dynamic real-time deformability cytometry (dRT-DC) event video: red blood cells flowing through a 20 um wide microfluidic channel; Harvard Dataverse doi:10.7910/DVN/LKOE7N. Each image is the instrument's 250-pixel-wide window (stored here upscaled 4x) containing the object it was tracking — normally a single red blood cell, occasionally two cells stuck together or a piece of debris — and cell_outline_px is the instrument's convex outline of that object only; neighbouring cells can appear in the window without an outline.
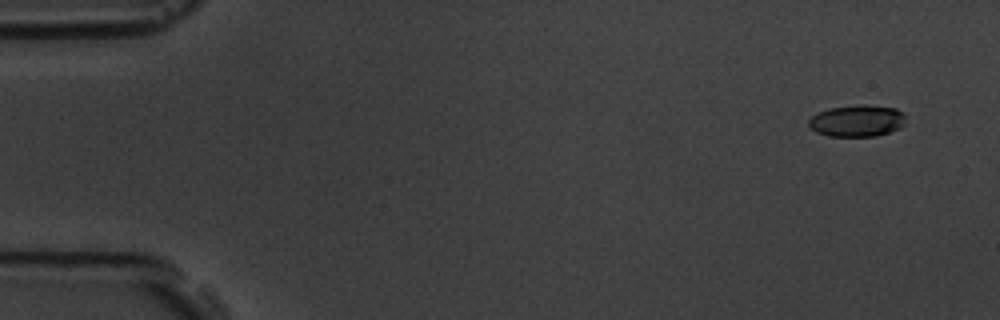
{"species": "common noctule bat (a hibernating species)", "species_latin": "Nyctalus noctula", "temperature_condition": "room temperature", "stored_images_in_passage": 5, "camera_frame_rate_fps": 3000, "um_per_image_px": 0.085, "animal": {"sex": "male", "body_mass_g": 19.5, "forearm_length_mm": 54.6}, "frame": {"image": 1, "passage_image": 1, "time_ms": 0.0, "image_size_px": [1000, 320], "cell_outline_px": [[904, 124], [900, 128], [876, 136], [828, 136], [816, 132], [808, 128], [808, 120], [816, 112], [828, 108], [864, 104], [896, 108], [904, 112]], "centroid_in_image_um": [72.81, 10.26], "position_along_channel_um": 12.2, "area_um2": 18.15}}
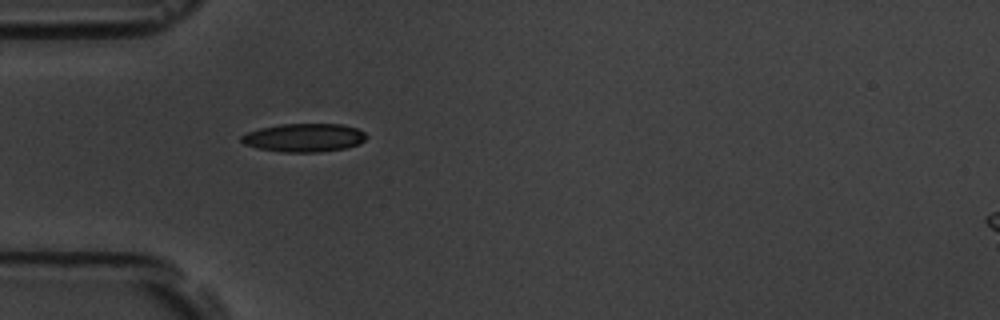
{"frame": {"image": 2, "passage_image": 5, "time_ms": 4.667, "image_size_px": [1000, 320], "cell_outline_px": [[368, 136], [360, 144], [344, 148], [316, 152], [280, 152], [256, 148], [244, 144], [240, 140], [240, 136], [248, 132], [260, 128], [280, 124], [340, 124], [356, 128], [364, 132]], "centroid_in_image_um": [25.82, 11.7], "position_along_channel_um": 59.2, "area_um2": 20.69}}